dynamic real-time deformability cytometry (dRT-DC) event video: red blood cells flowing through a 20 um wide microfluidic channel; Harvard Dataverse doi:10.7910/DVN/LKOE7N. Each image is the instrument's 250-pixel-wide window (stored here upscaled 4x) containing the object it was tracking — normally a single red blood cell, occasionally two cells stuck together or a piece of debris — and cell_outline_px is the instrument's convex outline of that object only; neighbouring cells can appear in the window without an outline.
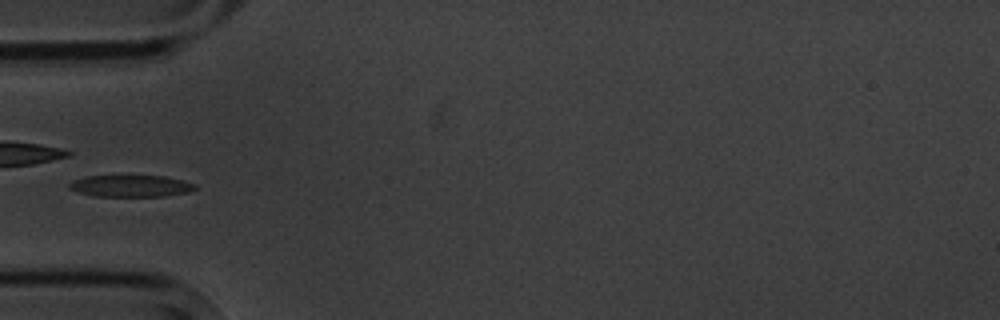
{"species": "common noctule bat (a hibernating species)", "species_latin": "Nyctalus noctula", "temperature_condition": "cold", "stored_images_in_passage": 8, "camera_frame_rate_fps": 3000, "um_per_image_px": 0.085, "animal": {"sex": "male", "body_mass_g": 20.1, "forearm_length_mm": 53.5}, "frame": {"image": 1, "passage_image": 5, "time_ms": 4.667, "image_size_px": [1000, 320], "cell_outline_px": [[196, 188], [188, 192], [164, 196], [96, 196], [76, 192], [68, 188], [68, 184], [72, 180], [88, 176], [164, 176], [184, 180], [196, 184]], "centroid_in_image_um": [11.1, 15.8], "position_along_channel_um": 73.9, "area_um2": 15.95}}
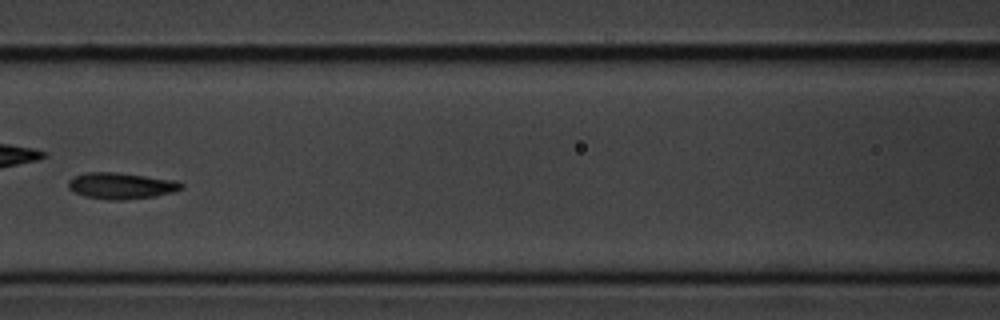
{"frame": {"image": 2, "passage_image": 7, "time_ms": 7.0, "image_size_px": [1000, 320], "cell_outline_px": [[184, 188], [172, 192], [156, 196], [124, 200], [108, 200], [84, 196], [68, 188], [68, 180], [72, 176], [88, 172], [112, 172], [144, 176], [172, 180], [184, 184]], "centroid_in_image_um": [10.26, 15.8], "position_along_channel_um": 156.3, "area_um2": 17.22}}
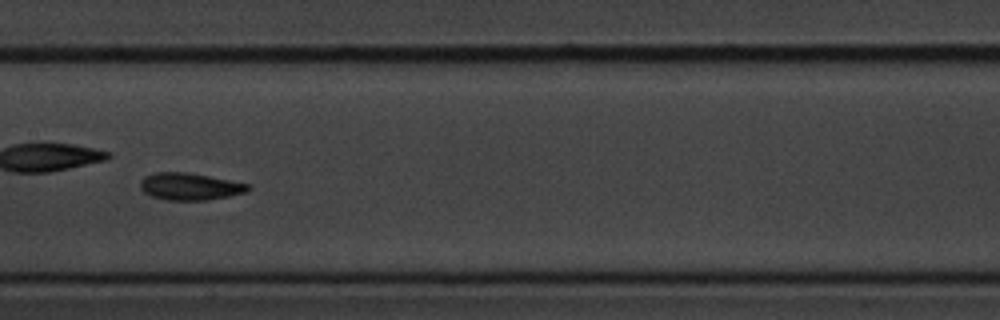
{"frame": {"image": 3, "passage_image": 8, "time_ms": 8.0, "image_size_px": [1000, 320], "cell_outline_px": [[252, 188], [248, 192], [228, 196], [204, 200], [168, 200], [152, 196], [144, 192], [140, 188], [140, 180], [144, 176], [156, 172], [188, 172], [252, 184]], "centroid_in_image_um": [16.17, 15.84], "position_along_channel_um": 191.2, "area_um2": 17.17}}